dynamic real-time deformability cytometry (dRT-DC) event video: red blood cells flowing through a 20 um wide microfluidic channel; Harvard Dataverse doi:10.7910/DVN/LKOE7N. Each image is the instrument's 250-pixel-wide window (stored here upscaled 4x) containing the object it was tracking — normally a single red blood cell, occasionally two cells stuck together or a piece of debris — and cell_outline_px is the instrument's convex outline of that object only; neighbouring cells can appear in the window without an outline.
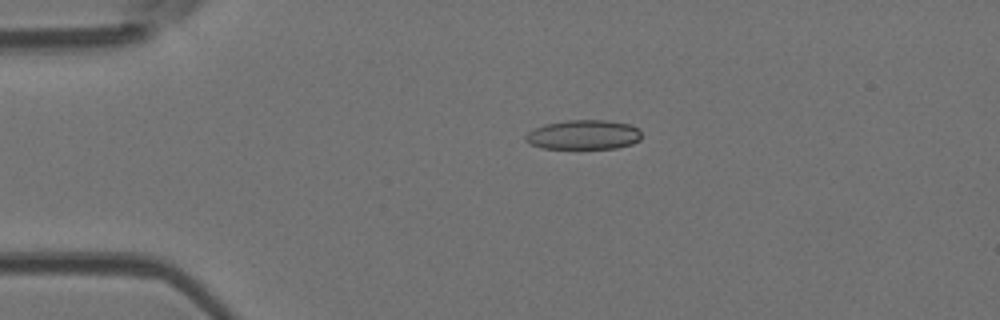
{"species": "Egyptian fruit bat (a non-hibernating species)", "species_latin": "Rousettus aegyptiacus", "temperature_condition": "room temperature", "stored_images_in_passage": 2, "camera_frame_rate_fps": 3000, "um_per_image_px": 0.085, "animal": {"sex": "female"}, "frame": {"image": 1, "passage_image": 1, "time_ms": 0.0, "image_size_px": [1000, 320], "cell_outline_px": [[640, 140], [632, 144], [616, 148], [540, 148], [524, 140], [524, 136], [528, 132], [544, 124], [568, 120], [608, 120], [632, 124], [640, 128]], "centroid_in_image_um": [49.63, 11.44], "position_along_channel_um": 35.4, "area_um2": 20.06}}